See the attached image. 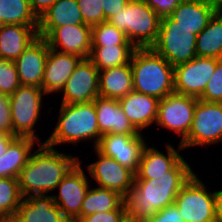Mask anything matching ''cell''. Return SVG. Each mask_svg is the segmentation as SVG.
<instances>
[{"label": "cell", "instance_id": "cell-1", "mask_svg": "<svg viewBox=\"0 0 222 222\" xmlns=\"http://www.w3.org/2000/svg\"><path fill=\"white\" fill-rule=\"evenodd\" d=\"M193 174L191 166L183 158L165 176L135 179L134 186L124 197L128 219L151 218L159 210L173 204L178 192Z\"/></svg>", "mask_w": 222, "mask_h": 222}, {"label": "cell", "instance_id": "cell-2", "mask_svg": "<svg viewBox=\"0 0 222 222\" xmlns=\"http://www.w3.org/2000/svg\"><path fill=\"white\" fill-rule=\"evenodd\" d=\"M18 177L21 195H48L58 186L68 172L80 161L79 156L59 152L40 143Z\"/></svg>", "mask_w": 222, "mask_h": 222}, {"label": "cell", "instance_id": "cell-3", "mask_svg": "<svg viewBox=\"0 0 222 222\" xmlns=\"http://www.w3.org/2000/svg\"><path fill=\"white\" fill-rule=\"evenodd\" d=\"M59 112L54 131L45 140L46 145L53 148L68 143L78 146L80 141L92 140V146L96 147L102 134L99 132L94 101L61 103Z\"/></svg>", "mask_w": 222, "mask_h": 222}, {"label": "cell", "instance_id": "cell-4", "mask_svg": "<svg viewBox=\"0 0 222 222\" xmlns=\"http://www.w3.org/2000/svg\"><path fill=\"white\" fill-rule=\"evenodd\" d=\"M130 64L134 91L159 100L174 92V67L152 48H136Z\"/></svg>", "mask_w": 222, "mask_h": 222}, {"label": "cell", "instance_id": "cell-5", "mask_svg": "<svg viewBox=\"0 0 222 222\" xmlns=\"http://www.w3.org/2000/svg\"><path fill=\"white\" fill-rule=\"evenodd\" d=\"M160 20L144 0H129L107 21L124 32L136 48H151L158 38Z\"/></svg>", "mask_w": 222, "mask_h": 222}, {"label": "cell", "instance_id": "cell-6", "mask_svg": "<svg viewBox=\"0 0 222 222\" xmlns=\"http://www.w3.org/2000/svg\"><path fill=\"white\" fill-rule=\"evenodd\" d=\"M174 203L184 222H218L217 190L209 191L195 173L180 189Z\"/></svg>", "mask_w": 222, "mask_h": 222}, {"label": "cell", "instance_id": "cell-7", "mask_svg": "<svg viewBox=\"0 0 222 222\" xmlns=\"http://www.w3.org/2000/svg\"><path fill=\"white\" fill-rule=\"evenodd\" d=\"M196 39L197 35L191 30L166 16L160 20L158 38L151 48L175 67L197 56Z\"/></svg>", "mask_w": 222, "mask_h": 222}, {"label": "cell", "instance_id": "cell-8", "mask_svg": "<svg viewBox=\"0 0 222 222\" xmlns=\"http://www.w3.org/2000/svg\"><path fill=\"white\" fill-rule=\"evenodd\" d=\"M46 96L38 86L20 85L10 96L11 119L14 127V136L29 137L42 141L36 133L35 124L41 116L42 99Z\"/></svg>", "mask_w": 222, "mask_h": 222}, {"label": "cell", "instance_id": "cell-9", "mask_svg": "<svg viewBox=\"0 0 222 222\" xmlns=\"http://www.w3.org/2000/svg\"><path fill=\"white\" fill-rule=\"evenodd\" d=\"M222 142V103L198 99L188 135L179 143L183 150Z\"/></svg>", "mask_w": 222, "mask_h": 222}, {"label": "cell", "instance_id": "cell-10", "mask_svg": "<svg viewBox=\"0 0 222 222\" xmlns=\"http://www.w3.org/2000/svg\"><path fill=\"white\" fill-rule=\"evenodd\" d=\"M197 98L173 92L159 101L156 124L176 133L181 139L191 128Z\"/></svg>", "mask_w": 222, "mask_h": 222}, {"label": "cell", "instance_id": "cell-11", "mask_svg": "<svg viewBox=\"0 0 222 222\" xmlns=\"http://www.w3.org/2000/svg\"><path fill=\"white\" fill-rule=\"evenodd\" d=\"M80 160L61 180L56 189L59 193L51 195L55 204L63 215L70 222H77L80 219V209L86 193L89 189L90 181L81 166Z\"/></svg>", "mask_w": 222, "mask_h": 222}, {"label": "cell", "instance_id": "cell-12", "mask_svg": "<svg viewBox=\"0 0 222 222\" xmlns=\"http://www.w3.org/2000/svg\"><path fill=\"white\" fill-rule=\"evenodd\" d=\"M143 134H103L96 149L112 157L135 174L139 169L142 152L147 145Z\"/></svg>", "mask_w": 222, "mask_h": 222}, {"label": "cell", "instance_id": "cell-13", "mask_svg": "<svg viewBox=\"0 0 222 222\" xmlns=\"http://www.w3.org/2000/svg\"><path fill=\"white\" fill-rule=\"evenodd\" d=\"M219 59L196 56L174 67V92L199 99Z\"/></svg>", "mask_w": 222, "mask_h": 222}, {"label": "cell", "instance_id": "cell-14", "mask_svg": "<svg viewBox=\"0 0 222 222\" xmlns=\"http://www.w3.org/2000/svg\"><path fill=\"white\" fill-rule=\"evenodd\" d=\"M93 151L97 159L87 165V170L97 187L114 190L125 197L134 186L136 174L112 157L101 154L96 148Z\"/></svg>", "mask_w": 222, "mask_h": 222}, {"label": "cell", "instance_id": "cell-15", "mask_svg": "<svg viewBox=\"0 0 222 222\" xmlns=\"http://www.w3.org/2000/svg\"><path fill=\"white\" fill-rule=\"evenodd\" d=\"M61 93L62 104L91 102L99 97V71L89 58L78 63Z\"/></svg>", "mask_w": 222, "mask_h": 222}, {"label": "cell", "instance_id": "cell-16", "mask_svg": "<svg viewBox=\"0 0 222 222\" xmlns=\"http://www.w3.org/2000/svg\"><path fill=\"white\" fill-rule=\"evenodd\" d=\"M48 46L61 53L90 57L92 50L91 27L85 24L63 25L54 28L45 38Z\"/></svg>", "mask_w": 222, "mask_h": 222}, {"label": "cell", "instance_id": "cell-17", "mask_svg": "<svg viewBox=\"0 0 222 222\" xmlns=\"http://www.w3.org/2000/svg\"><path fill=\"white\" fill-rule=\"evenodd\" d=\"M49 49L47 41L38 36L14 61L20 85L41 87Z\"/></svg>", "mask_w": 222, "mask_h": 222}, {"label": "cell", "instance_id": "cell-18", "mask_svg": "<svg viewBox=\"0 0 222 222\" xmlns=\"http://www.w3.org/2000/svg\"><path fill=\"white\" fill-rule=\"evenodd\" d=\"M82 58L49 49L44 67L41 88L45 95L61 93L66 81L76 69Z\"/></svg>", "mask_w": 222, "mask_h": 222}, {"label": "cell", "instance_id": "cell-19", "mask_svg": "<svg viewBox=\"0 0 222 222\" xmlns=\"http://www.w3.org/2000/svg\"><path fill=\"white\" fill-rule=\"evenodd\" d=\"M166 153H162L156 147L145 146L139 169L135 175V179H155V177L165 176V174L172 170L182 159L179 151L183 147L179 144L177 150L170 143H166Z\"/></svg>", "mask_w": 222, "mask_h": 222}, {"label": "cell", "instance_id": "cell-20", "mask_svg": "<svg viewBox=\"0 0 222 222\" xmlns=\"http://www.w3.org/2000/svg\"><path fill=\"white\" fill-rule=\"evenodd\" d=\"M9 222H70L55 204L52 196L30 195L23 198Z\"/></svg>", "mask_w": 222, "mask_h": 222}, {"label": "cell", "instance_id": "cell-21", "mask_svg": "<svg viewBox=\"0 0 222 222\" xmlns=\"http://www.w3.org/2000/svg\"><path fill=\"white\" fill-rule=\"evenodd\" d=\"M99 132L103 134H141L127 118L117 99L94 100Z\"/></svg>", "mask_w": 222, "mask_h": 222}, {"label": "cell", "instance_id": "cell-22", "mask_svg": "<svg viewBox=\"0 0 222 222\" xmlns=\"http://www.w3.org/2000/svg\"><path fill=\"white\" fill-rule=\"evenodd\" d=\"M118 101L127 118L140 133L155 124L159 99L133 90Z\"/></svg>", "mask_w": 222, "mask_h": 222}, {"label": "cell", "instance_id": "cell-23", "mask_svg": "<svg viewBox=\"0 0 222 222\" xmlns=\"http://www.w3.org/2000/svg\"><path fill=\"white\" fill-rule=\"evenodd\" d=\"M218 9L205 0H183L169 17L179 26L198 35Z\"/></svg>", "mask_w": 222, "mask_h": 222}, {"label": "cell", "instance_id": "cell-24", "mask_svg": "<svg viewBox=\"0 0 222 222\" xmlns=\"http://www.w3.org/2000/svg\"><path fill=\"white\" fill-rule=\"evenodd\" d=\"M38 37V26L0 25V58L15 61Z\"/></svg>", "mask_w": 222, "mask_h": 222}, {"label": "cell", "instance_id": "cell-25", "mask_svg": "<svg viewBox=\"0 0 222 222\" xmlns=\"http://www.w3.org/2000/svg\"><path fill=\"white\" fill-rule=\"evenodd\" d=\"M84 24L77 0H58L39 18L38 36L45 38L54 28Z\"/></svg>", "mask_w": 222, "mask_h": 222}, {"label": "cell", "instance_id": "cell-26", "mask_svg": "<svg viewBox=\"0 0 222 222\" xmlns=\"http://www.w3.org/2000/svg\"><path fill=\"white\" fill-rule=\"evenodd\" d=\"M40 144L29 137H16L0 155V178H17L22 168L28 163L34 145ZM33 148V149H32Z\"/></svg>", "mask_w": 222, "mask_h": 222}, {"label": "cell", "instance_id": "cell-27", "mask_svg": "<svg viewBox=\"0 0 222 222\" xmlns=\"http://www.w3.org/2000/svg\"><path fill=\"white\" fill-rule=\"evenodd\" d=\"M131 91L133 82L130 62L99 71V96L119 100Z\"/></svg>", "mask_w": 222, "mask_h": 222}, {"label": "cell", "instance_id": "cell-28", "mask_svg": "<svg viewBox=\"0 0 222 222\" xmlns=\"http://www.w3.org/2000/svg\"><path fill=\"white\" fill-rule=\"evenodd\" d=\"M196 54L222 59V9L214 13L207 26L197 35Z\"/></svg>", "mask_w": 222, "mask_h": 222}, {"label": "cell", "instance_id": "cell-29", "mask_svg": "<svg viewBox=\"0 0 222 222\" xmlns=\"http://www.w3.org/2000/svg\"><path fill=\"white\" fill-rule=\"evenodd\" d=\"M111 210H126L124 197L114 190L89 187L80 209V218Z\"/></svg>", "mask_w": 222, "mask_h": 222}, {"label": "cell", "instance_id": "cell-30", "mask_svg": "<svg viewBox=\"0 0 222 222\" xmlns=\"http://www.w3.org/2000/svg\"><path fill=\"white\" fill-rule=\"evenodd\" d=\"M135 49L134 45L92 46L89 59L102 71L128 64Z\"/></svg>", "mask_w": 222, "mask_h": 222}, {"label": "cell", "instance_id": "cell-31", "mask_svg": "<svg viewBox=\"0 0 222 222\" xmlns=\"http://www.w3.org/2000/svg\"><path fill=\"white\" fill-rule=\"evenodd\" d=\"M7 24L39 26V18L28 0H0V25Z\"/></svg>", "mask_w": 222, "mask_h": 222}, {"label": "cell", "instance_id": "cell-32", "mask_svg": "<svg viewBox=\"0 0 222 222\" xmlns=\"http://www.w3.org/2000/svg\"><path fill=\"white\" fill-rule=\"evenodd\" d=\"M21 195L17 178H0V219L9 222L21 204Z\"/></svg>", "mask_w": 222, "mask_h": 222}, {"label": "cell", "instance_id": "cell-33", "mask_svg": "<svg viewBox=\"0 0 222 222\" xmlns=\"http://www.w3.org/2000/svg\"><path fill=\"white\" fill-rule=\"evenodd\" d=\"M92 46L133 45L126 34L108 21L91 27Z\"/></svg>", "mask_w": 222, "mask_h": 222}, {"label": "cell", "instance_id": "cell-34", "mask_svg": "<svg viewBox=\"0 0 222 222\" xmlns=\"http://www.w3.org/2000/svg\"><path fill=\"white\" fill-rule=\"evenodd\" d=\"M19 86L15 62L0 58V93L11 96Z\"/></svg>", "mask_w": 222, "mask_h": 222}, {"label": "cell", "instance_id": "cell-35", "mask_svg": "<svg viewBox=\"0 0 222 222\" xmlns=\"http://www.w3.org/2000/svg\"><path fill=\"white\" fill-rule=\"evenodd\" d=\"M84 24L90 27L104 22L101 0H77Z\"/></svg>", "mask_w": 222, "mask_h": 222}, {"label": "cell", "instance_id": "cell-36", "mask_svg": "<svg viewBox=\"0 0 222 222\" xmlns=\"http://www.w3.org/2000/svg\"><path fill=\"white\" fill-rule=\"evenodd\" d=\"M199 99L207 102L222 103V59L217 62L215 71Z\"/></svg>", "mask_w": 222, "mask_h": 222}, {"label": "cell", "instance_id": "cell-37", "mask_svg": "<svg viewBox=\"0 0 222 222\" xmlns=\"http://www.w3.org/2000/svg\"><path fill=\"white\" fill-rule=\"evenodd\" d=\"M126 210H111L82 216L77 222H126Z\"/></svg>", "mask_w": 222, "mask_h": 222}, {"label": "cell", "instance_id": "cell-38", "mask_svg": "<svg viewBox=\"0 0 222 222\" xmlns=\"http://www.w3.org/2000/svg\"><path fill=\"white\" fill-rule=\"evenodd\" d=\"M0 131L14 135L11 119L10 96L0 93Z\"/></svg>", "mask_w": 222, "mask_h": 222}, {"label": "cell", "instance_id": "cell-39", "mask_svg": "<svg viewBox=\"0 0 222 222\" xmlns=\"http://www.w3.org/2000/svg\"><path fill=\"white\" fill-rule=\"evenodd\" d=\"M162 18L170 16L183 0H144Z\"/></svg>", "mask_w": 222, "mask_h": 222}, {"label": "cell", "instance_id": "cell-40", "mask_svg": "<svg viewBox=\"0 0 222 222\" xmlns=\"http://www.w3.org/2000/svg\"><path fill=\"white\" fill-rule=\"evenodd\" d=\"M154 222H184L175 203L159 210L155 215L151 216Z\"/></svg>", "mask_w": 222, "mask_h": 222}, {"label": "cell", "instance_id": "cell-41", "mask_svg": "<svg viewBox=\"0 0 222 222\" xmlns=\"http://www.w3.org/2000/svg\"><path fill=\"white\" fill-rule=\"evenodd\" d=\"M129 0H101L104 11V22L107 21L112 15L121 11Z\"/></svg>", "mask_w": 222, "mask_h": 222}, {"label": "cell", "instance_id": "cell-42", "mask_svg": "<svg viewBox=\"0 0 222 222\" xmlns=\"http://www.w3.org/2000/svg\"><path fill=\"white\" fill-rule=\"evenodd\" d=\"M32 11L38 18L58 0H28Z\"/></svg>", "mask_w": 222, "mask_h": 222}, {"label": "cell", "instance_id": "cell-43", "mask_svg": "<svg viewBox=\"0 0 222 222\" xmlns=\"http://www.w3.org/2000/svg\"><path fill=\"white\" fill-rule=\"evenodd\" d=\"M16 138L14 135H9L0 131V155L5 153L9 144Z\"/></svg>", "mask_w": 222, "mask_h": 222}, {"label": "cell", "instance_id": "cell-44", "mask_svg": "<svg viewBox=\"0 0 222 222\" xmlns=\"http://www.w3.org/2000/svg\"><path fill=\"white\" fill-rule=\"evenodd\" d=\"M217 219L222 222V189L217 190Z\"/></svg>", "mask_w": 222, "mask_h": 222}, {"label": "cell", "instance_id": "cell-45", "mask_svg": "<svg viewBox=\"0 0 222 222\" xmlns=\"http://www.w3.org/2000/svg\"><path fill=\"white\" fill-rule=\"evenodd\" d=\"M205 1L216 5L219 9H222V0H205Z\"/></svg>", "mask_w": 222, "mask_h": 222}, {"label": "cell", "instance_id": "cell-46", "mask_svg": "<svg viewBox=\"0 0 222 222\" xmlns=\"http://www.w3.org/2000/svg\"><path fill=\"white\" fill-rule=\"evenodd\" d=\"M132 222H154L151 218L131 220Z\"/></svg>", "mask_w": 222, "mask_h": 222}]
</instances>
